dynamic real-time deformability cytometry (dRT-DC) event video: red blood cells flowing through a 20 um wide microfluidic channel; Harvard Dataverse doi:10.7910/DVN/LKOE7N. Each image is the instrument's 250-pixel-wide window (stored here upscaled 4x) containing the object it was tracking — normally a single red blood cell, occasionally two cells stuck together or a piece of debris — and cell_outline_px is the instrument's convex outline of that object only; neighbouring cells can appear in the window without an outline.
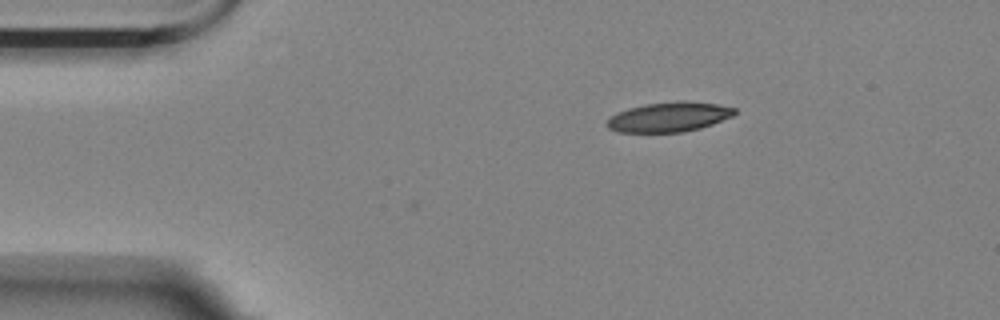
{"species": "Egyptian fruit bat (a non-hibernating species)", "species_latin": "Rousettus aegyptiacus", "temperature_condition": "room temperature", "stored_images_in_passage": 3, "camera_frame_rate_fps": 3000, "um_per_image_px": 0.085, "animal": {"sex": "female"}, "frame": {"image": 1, "passage_image": 1, "time_ms": 0.0, "image_size_px": [1000, 320], "cell_outline_px": [[736, 112], [732, 116], [712, 124], [700, 128], [684, 132], [616, 132], [608, 128], [604, 124], [616, 112], [628, 108], [648, 104], [716, 104], [736, 108]], "centroid_in_image_um": [56.79, 10.0], "position_along_channel_um": 28.2, "area_um2": 21.1}}